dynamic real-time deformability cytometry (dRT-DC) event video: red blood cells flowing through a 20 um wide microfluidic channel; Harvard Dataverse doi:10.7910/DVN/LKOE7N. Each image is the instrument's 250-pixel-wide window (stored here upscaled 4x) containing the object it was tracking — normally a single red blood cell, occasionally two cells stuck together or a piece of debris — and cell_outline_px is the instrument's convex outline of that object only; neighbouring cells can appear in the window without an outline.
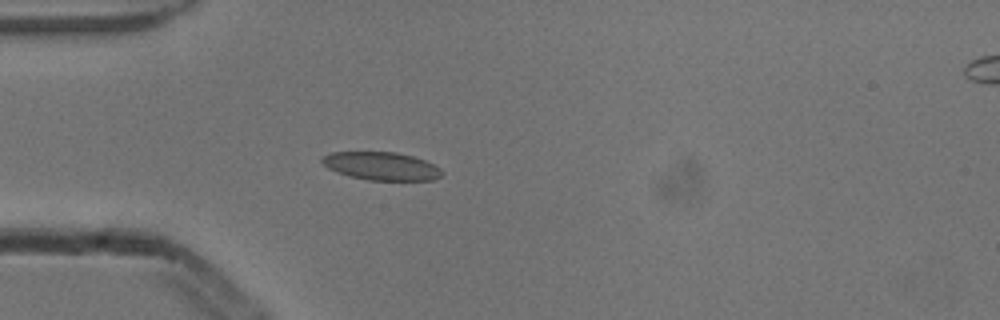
{"species": "common noctule bat (a hibernating species)", "species_latin": "Nyctalus noctula", "temperature_condition": "cold", "stored_images_in_passage": 39, "camera_frame_rate_fps": 3000, "um_per_image_px": 0.085, "animal": {"sex": "male", "body_mass_g": 13.3}, "frame": {"image": 1, "passage_image": 1, "time_ms": 0.0, "image_size_px": [1000, 320], "cell_outline_px": [[444, 172], [440, 176], [432, 180], [368, 180], [348, 176], [336, 172], [328, 168], [320, 160], [324, 156], [332, 152], [396, 152], [412, 156], [424, 160], [440, 168]], "centroid_in_image_um": [32.41, 14.12], "position_along_channel_um": 52.6, "area_um2": 19.54}}
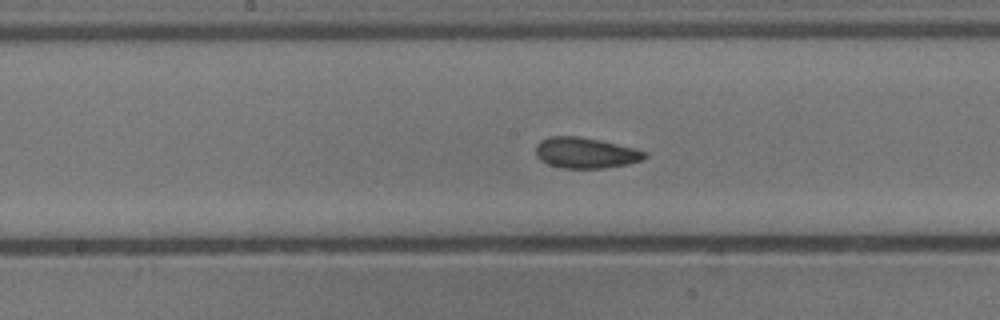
{"frame": {"image": 2, "passage_image": 13, "time_ms": 4.0, "image_size_px": [1000, 320], "cell_outline_px": [[648, 156], [644, 160], [628, 164], [604, 168], [560, 168], [548, 164], [540, 160], [536, 156], [536, 144], [540, 140], [548, 136], [576, 136], [600, 140], [632, 148], [644, 152]], "centroid_in_image_um": [49.73, 13.0], "position_along_channel_um": 198.5, "area_um2": 19.54}}
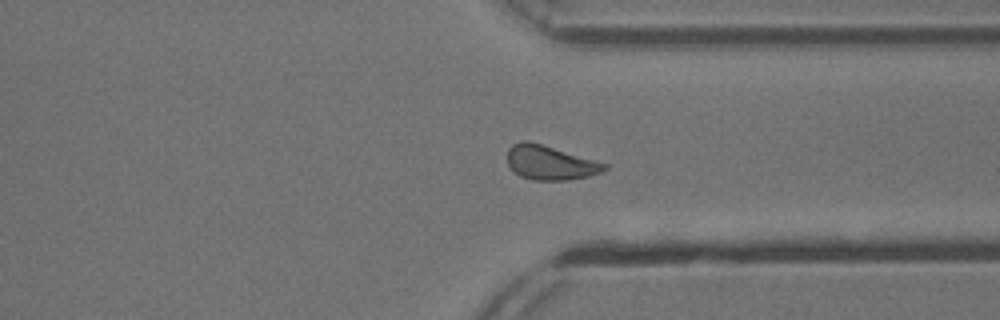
{"frame": {"image": 3, "passage_image": 26, "time_ms": 8.333, "image_size_px": [1000, 320], "cell_outline_px": [[608, 168], [600, 172], [588, 176], [568, 180], [532, 180], [520, 176], [508, 164], [508, 148], [512, 144], [524, 140], [528, 140], [608, 164]], "centroid_in_image_um": [46.75, 13.83], "position_along_channel_um": 364.7, "area_um2": 19.19}, "authors_computed_cell_mechanics": {"area_um2": 19.5364, "velocity_mm_per_s": 3.8533, "shape_relaxation_time_tau1_ms": 3.9266, "shape_relaxation_time_tau2_ms": 1.4676, "deformation_change_tau1": 0.083, "deformation_change_tau2": 0.0596}}